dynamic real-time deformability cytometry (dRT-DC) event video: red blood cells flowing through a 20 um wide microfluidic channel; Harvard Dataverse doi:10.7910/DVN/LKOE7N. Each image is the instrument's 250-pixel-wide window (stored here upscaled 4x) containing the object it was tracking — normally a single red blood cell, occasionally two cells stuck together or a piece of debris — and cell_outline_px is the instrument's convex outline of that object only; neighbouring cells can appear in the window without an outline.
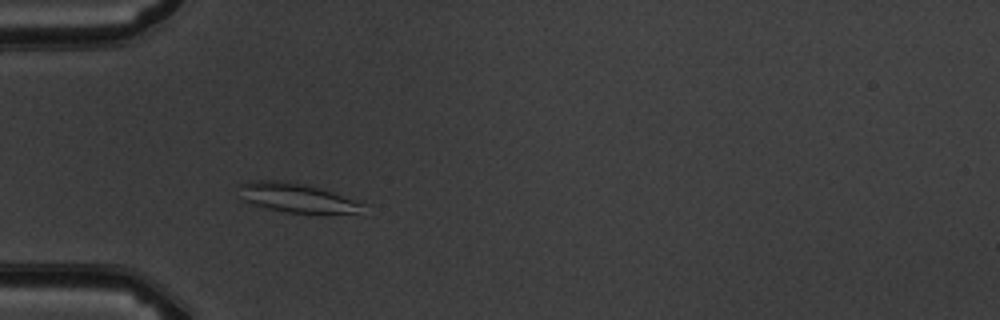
{"species": "common noctule bat (a hibernating species)", "species_latin": "Nyctalus noctula", "temperature_condition": "warm", "stored_images_in_passage": 4, "camera_frame_rate_fps": 3000, "um_per_image_px": 0.085, "animal": {"sex": "male", "body_mass_g": 19.5, "forearm_length_mm": 54.6}, "frame": {"image": 1, "passage_image": 3, "time_ms": 2.333, "image_size_px": [1000, 320], "cell_outline_px": [[364, 204], [356, 212], [288, 212], [268, 208], [252, 204], [244, 200], [236, 184], [252, 180], [276, 180], [300, 184], [364, 200]], "centroid_in_image_um": [25.17, 16.78], "position_along_channel_um": 59.8, "area_um2": 20.52}}
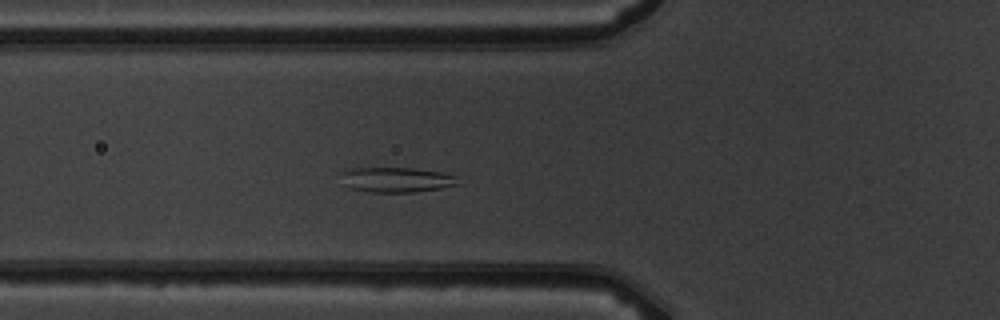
{"frame": {"image": 2, "passage_image": 4, "time_ms": 3.333, "image_size_px": [1000, 320], "cell_outline_px": [[456, 184], [440, 188], [416, 192], [368, 192], [348, 188], [340, 172], [352, 168], [412, 168], [440, 172], [456, 176]], "centroid_in_image_um": [33.65, 15.28], "position_along_channel_um": 92.2, "area_um2": 16.82}}